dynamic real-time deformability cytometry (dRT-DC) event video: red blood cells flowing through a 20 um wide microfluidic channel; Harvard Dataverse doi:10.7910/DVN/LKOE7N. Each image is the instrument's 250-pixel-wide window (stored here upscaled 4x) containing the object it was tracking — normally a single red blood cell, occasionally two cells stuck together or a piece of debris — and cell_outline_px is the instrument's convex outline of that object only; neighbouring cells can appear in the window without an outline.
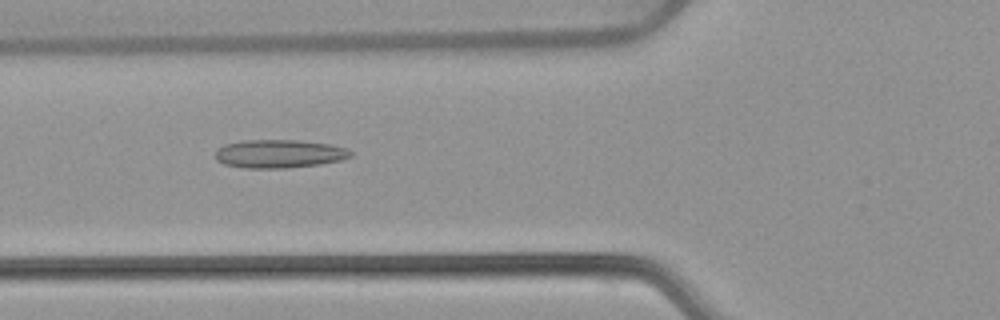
{"species": "common noctule bat (a hibernating species)", "species_latin": "Nyctalus noctula", "temperature_condition": "warm", "stored_images_in_passage": 24, "camera_frame_rate_fps": 3000, "um_per_image_px": 0.085, "animal": {"sex": "female", "body_mass_g": 22.7, "forearm_length_mm": 54.2}, "frame": {"image": 1, "passage_image": 3, "time_ms": 0.667, "image_size_px": [1000, 320], "cell_outline_px": [[352, 156], [340, 160], [320, 164], [284, 168], [244, 168], [224, 164], [216, 160], [216, 148], [224, 144], [244, 140], [300, 140], [328, 144], [348, 148], [352, 152]], "centroid_in_image_um": [23.71, 13.06], "position_along_channel_um": 102.1, "area_um2": 22.43}}
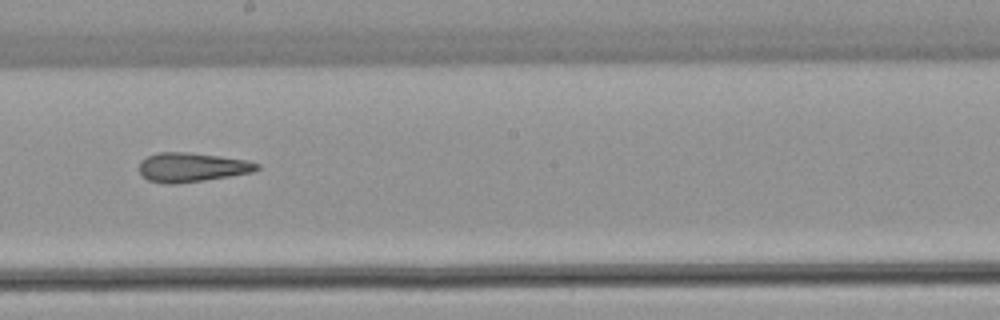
{"frame": {"image": 2, "passage_image": 13, "time_ms": 4.0, "image_size_px": [1000, 320], "cell_outline_px": [[260, 168], [252, 172], [204, 180], [176, 184], [168, 184], [148, 180], [140, 176], [140, 160], [156, 152], [188, 152], [220, 156], [248, 160], [260, 164]], "centroid_in_image_um": [16.29, 14.21], "position_along_channel_um": 231.9, "area_um2": 20.11}}
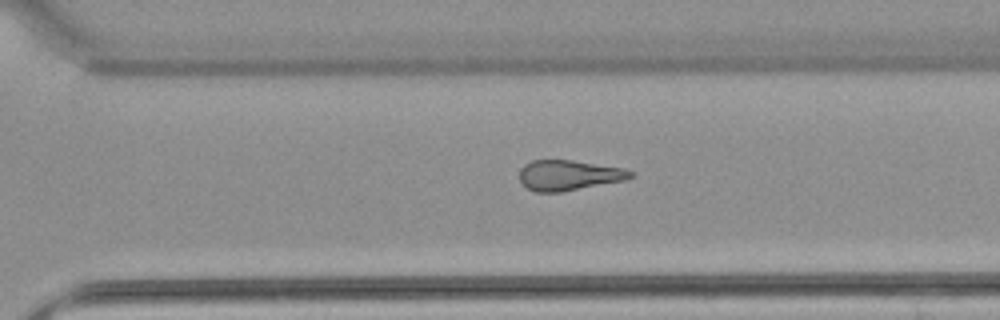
{"frame": {"image": 3, "passage_image": 20, "time_ms": 6.333, "image_size_px": [1000, 320], "cell_outline_px": [[636, 172], [632, 176], [624, 180], [560, 192], [536, 192], [528, 188], [520, 180], [520, 168], [524, 164], [532, 160], [572, 160], [624, 168]], "centroid_in_image_um": [48.34, 14.88], "position_along_channel_um": 322.3, "area_um2": 19.48}}